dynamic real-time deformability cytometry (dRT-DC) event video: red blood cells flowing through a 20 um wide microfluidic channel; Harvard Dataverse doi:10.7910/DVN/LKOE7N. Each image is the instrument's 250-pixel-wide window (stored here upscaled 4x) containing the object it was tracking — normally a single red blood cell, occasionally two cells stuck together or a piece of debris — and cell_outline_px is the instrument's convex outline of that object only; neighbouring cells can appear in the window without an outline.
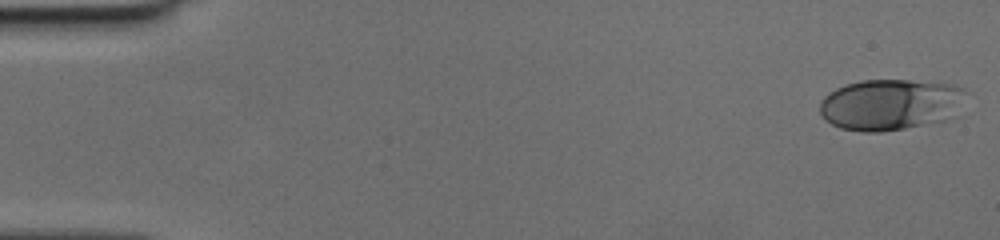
{"species": "human", "species_latin": "Homo sapiens", "temperature_condition": "cold", "stored_images_in_passage": 49, "camera_frame_rate_fps": 3000, "um_per_image_px": 0.085, "donor": {"sex": "female"}, "frame": {"image": 1, "passage_image": 1, "time_ms": 0.0, "image_size_px": [1000, 240], "cell_outline_px": [[964, 88], [944, 120], [904, 128], [880, 132], [864, 132], [840, 128], [832, 124], [820, 112], [820, 100], [824, 96], [836, 88], [860, 80], [908, 80], [948, 84]], "centroid_in_image_um": [75.5, 8.88], "position_along_channel_um": 9.5, "area_um2": 41.96}}
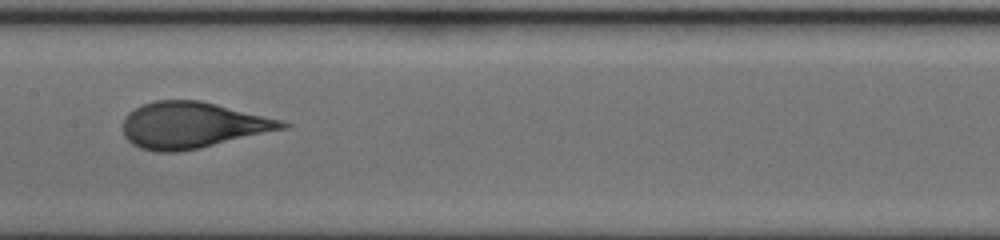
{"frame": {"image": 2, "passage_image": 25, "time_ms": 8.0, "image_size_px": [1000, 240], "cell_outline_px": [[292, 124], [288, 128], [200, 148], [176, 152], [156, 152], [140, 148], [132, 144], [124, 136], [124, 116], [128, 112], [144, 104], [156, 100], [200, 100], [280, 120]], "centroid_in_image_um": [16.34, 10.65], "position_along_channel_um": 191.1, "area_um2": 42.66}}
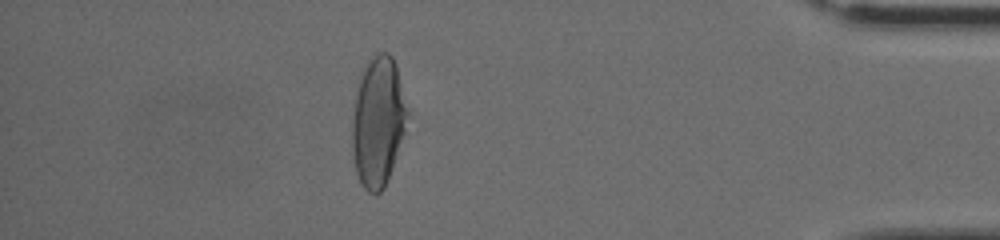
{"frame": {"image": 3, "passage_image": 43, "time_ms": 14.0, "image_size_px": [1000, 240], "cell_outline_px": [[412, 112], [392, 168], [384, 188], [376, 196], [368, 192], [364, 188], [356, 172], [352, 148], [352, 120], [356, 96], [360, 80], [364, 68], [368, 60], [376, 52], [388, 52], [392, 56], [396, 64]], "centroid_in_image_um": [32.19, 10.31], "position_along_channel_um": 403.0, "area_um2": 42.48}}